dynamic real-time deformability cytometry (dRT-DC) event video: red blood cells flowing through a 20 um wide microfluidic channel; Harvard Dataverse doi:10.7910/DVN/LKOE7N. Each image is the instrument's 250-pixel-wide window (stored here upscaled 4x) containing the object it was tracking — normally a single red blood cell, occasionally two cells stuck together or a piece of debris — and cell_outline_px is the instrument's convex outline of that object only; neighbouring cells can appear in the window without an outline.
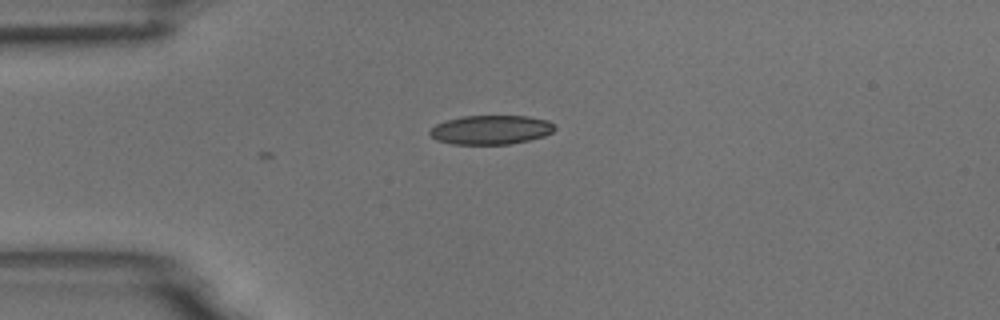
{"species": "common noctule bat (a hibernating species)", "species_latin": "Nyctalus noctula", "temperature_condition": "room temperature", "stored_images_in_passage": 2, "camera_frame_rate_fps": 3000, "um_per_image_px": 0.085, "animal": {"sex": "male", "body_mass_g": 18.8}, "frame": {"image": 1, "passage_image": 2, "time_ms": 0.333, "image_size_px": [1000, 320], "cell_outline_px": [[556, 128], [552, 132], [544, 136], [528, 140], [508, 144], [452, 144], [436, 140], [428, 132], [436, 124], [460, 116], [528, 116], [548, 120], [556, 124]], "centroid_in_image_um": [41.75, 11.03], "position_along_channel_um": 43.3, "area_um2": 21.21}}